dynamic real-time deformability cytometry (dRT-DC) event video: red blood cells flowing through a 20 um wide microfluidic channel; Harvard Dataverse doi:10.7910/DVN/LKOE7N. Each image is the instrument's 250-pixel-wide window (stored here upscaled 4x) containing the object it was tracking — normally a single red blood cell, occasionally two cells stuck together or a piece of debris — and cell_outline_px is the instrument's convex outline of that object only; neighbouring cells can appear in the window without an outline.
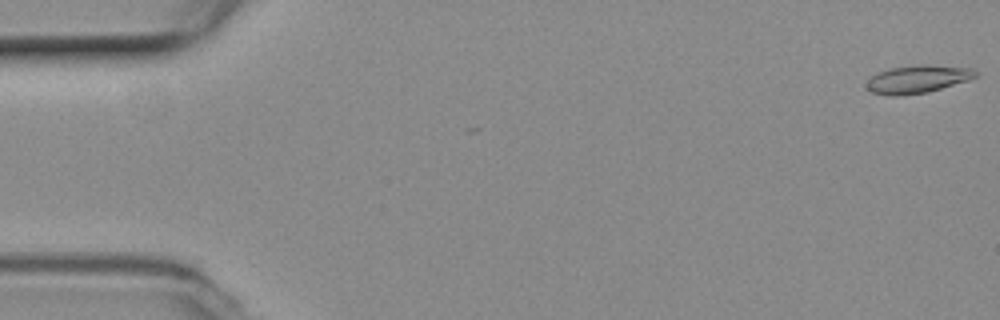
{"species": "common noctule bat (a hibernating species)", "species_latin": "Nyctalus noctula", "temperature_condition": "room temperature", "stored_images_in_passage": 13, "camera_frame_rate_fps": 3000, "um_per_image_px": 0.085, "animal": {"sex": "female", "body_mass_g": 19.3, "forearm_length_mm": 54.1}, "frame": {"image": 1, "passage_image": 1, "time_ms": 0.0, "image_size_px": [1000, 320], "cell_outline_px": [[980, 72], [976, 76], [968, 80], [928, 92], [896, 96], [892, 96], [872, 92], [868, 88], [868, 76], [888, 68], [920, 64], [928, 64], [972, 68]], "centroid_in_image_um": [78.0, 6.71], "position_along_channel_um": 7.0, "area_um2": 17.8}}